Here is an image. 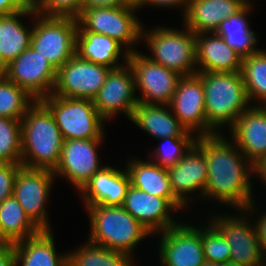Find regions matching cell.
Wrapping results in <instances>:
<instances>
[{
  "label": "cell",
  "mask_w": 266,
  "mask_h": 266,
  "mask_svg": "<svg viewBox=\"0 0 266 266\" xmlns=\"http://www.w3.org/2000/svg\"><path fill=\"white\" fill-rule=\"evenodd\" d=\"M27 16L33 18L34 12L24 9L0 15V57L6 65L30 47L33 27L27 28L20 19Z\"/></svg>",
  "instance_id": "28"
},
{
  "label": "cell",
  "mask_w": 266,
  "mask_h": 266,
  "mask_svg": "<svg viewBox=\"0 0 266 266\" xmlns=\"http://www.w3.org/2000/svg\"><path fill=\"white\" fill-rule=\"evenodd\" d=\"M24 10L16 0H0V15H9Z\"/></svg>",
  "instance_id": "43"
},
{
  "label": "cell",
  "mask_w": 266,
  "mask_h": 266,
  "mask_svg": "<svg viewBox=\"0 0 266 266\" xmlns=\"http://www.w3.org/2000/svg\"><path fill=\"white\" fill-rule=\"evenodd\" d=\"M254 208L256 209L255 201H252L245 209L238 211L240 212L238 216L216 214L209 219L229 243L231 247L230 261L246 266H254L266 260L257 238L255 226L250 222V217H252L250 214L253 213Z\"/></svg>",
  "instance_id": "9"
},
{
  "label": "cell",
  "mask_w": 266,
  "mask_h": 266,
  "mask_svg": "<svg viewBox=\"0 0 266 266\" xmlns=\"http://www.w3.org/2000/svg\"><path fill=\"white\" fill-rule=\"evenodd\" d=\"M189 0H143L139 5L138 9L140 10L142 6H156L157 7H183V13L185 14L188 7Z\"/></svg>",
  "instance_id": "39"
},
{
  "label": "cell",
  "mask_w": 266,
  "mask_h": 266,
  "mask_svg": "<svg viewBox=\"0 0 266 266\" xmlns=\"http://www.w3.org/2000/svg\"><path fill=\"white\" fill-rule=\"evenodd\" d=\"M76 54L92 63L111 69L124 65L119 62L120 55L127 62L129 52L115 39L104 34L77 31Z\"/></svg>",
  "instance_id": "27"
},
{
  "label": "cell",
  "mask_w": 266,
  "mask_h": 266,
  "mask_svg": "<svg viewBox=\"0 0 266 266\" xmlns=\"http://www.w3.org/2000/svg\"><path fill=\"white\" fill-rule=\"evenodd\" d=\"M0 163L21 164V120L0 117Z\"/></svg>",
  "instance_id": "34"
},
{
  "label": "cell",
  "mask_w": 266,
  "mask_h": 266,
  "mask_svg": "<svg viewBox=\"0 0 266 266\" xmlns=\"http://www.w3.org/2000/svg\"><path fill=\"white\" fill-rule=\"evenodd\" d=\"M122 207L151 235L155 233L160 235L178 224L170 214L178 210L167 199L153 196L132 185L128 188Z\"/></svg>",
  "instance_id": "18"
},
{
  "label": "cell",
  "mask_w": 266,
  "mask_h": 266,
  "mask_svg": "<svg viewBox=\"0 0 266 266\" xmlns=\"http://www.w3.org/2000/svg\"><path fill=\"white\" fill-rule=\"evenodd\" d=\"M201 243L206 261L219 264H224L227 261H230L231 247L223 234L210 222V220H208L205 227L203 224L201 225Z\"/></svg>",
  "instance_id": "36"
},
{
  "label": "cell",
  "mask_w": 266,
  "mask_h": 266,
  "mask_svg": "<svg viewBox=\"0 0 266 266\" xmlns=\"http://www.w3.org/2000/svg\"><path fill=\"white\" fill-rule=\"evenodd\" d=\"M83 0H41L37 11L42 16L77 18L82 10Z\"/></svg>",
  "instance_id": "37"
},
{
  "label": "cell",
  "mask_w": 266,
  "mask_h": 266,
  "mask_svg": "<svg viewBox=\"0 0 266 266\" xmlns=\"http://www.w3.org/2000/svg\"><path fill=\"white\" fill-rule=\"evenodd\" d=\"M35 101L14 82L0 77V117L21 120Z\"/></svg>",
  "instance_id": "33"
},
{
  "label": "cell",
  "mask_w": 266,
  "mask_h": 266,
  "mask_svg": "<svg viewBox=\"0 0 266 266\" xmlns=\"http://www.w3.org/2000/svg\"><path fill=\"white\" fill-rule=\"evenodd\" d=\"M242 76L250 103L266 106V51L259 49L242 58Z\"/></svg>",
  "instance_id": "32"
},
{
  "label": "cell",
  "mask_w": 266,
  "mask_h": 266,
  "mask_svg": "<svg viewBox=\"0 0 266 266\" xmlns=\"http://www.w3.org/2000/svg\"><path fill=\"white\" fill-rule=\"evenodd\" d=\"M202 266H222V264L205 261V263Z\"/></svg>",
  "instance_id": "48"
},
{
  "label": "cell",
  "mask_w": 266,
  "mask_h": 266,
  "mask_svg": "<svg viewBox=\"0 0 266 266\" xmlns=\"http://www.w3.org/2000/svg\"><path fill=\"white\" fill-rule=\"evenodd\" d=\"M258 220L255 219V222L253 220L252 223H255V230L257 234V238L259 240V244L261 245L262 252L264 253L266 257V212L264 211L263 215L261 214Z\"/></svg>",
  "instance_id": "41"
},
{
  "label": "cell",
  "mask_w": 266,
  "mask_h": 266,
  "mask_svg": "<svg viewBox=\"0 0 266 266\" xmlns=\"http://www.w3.org/2000/svg\"><path fill=\"white\" fill-rule=\"evenodd\" d=\"M21 164L0 163V203L13 195L16 174Z\"/></svg>",
  "instance_id": "38"
},
{
  "label": "cell",
  "mask_w": 266,
  "mask_h": 266,
  "mask_svg": "<svg viewBox=\"0 0 266 266\" xmlns=\"http://www.w3.org/2000/svg\"><path fill=\"white\" fill-rule=\"evenodd\" d=\"M34 23L30 47L58 70L76 54L77 18L42 16L34 12Z\"/></svg>",
  "instance_id": "8"
},
{
  "label": "cell",
  "mask_w": 266,
  "mask_h": 266,
  "mask_svg": "<svg viewBox=\"0 0 266 266\" xmlns=\"http://www.w3.org/2000/svg\"><path fill=\"white\" fill-rule=\"evenodd\" d=\"M131 180V185L153 196L167 199L178 211L185 206L174 196L168 170L150 159L127 162L125 167Z\"/></svg>",
  "instance_id": "25"
},
{
  "label": "cell",
  "mask_w": 266,
  "mask_h": 266,
  "mask_svg": "<svg viewBox=\"0 0 266 266\" xmlns=\"http://www.w3.org/2000/svg\"><path fill=\"white\" fill-rule=\"evenodd\" d=\"M161 235L158 255L162 266H202L205 263L200 227L179 221Z\"/></svg>",
  "instance_id": "17"
},
{
  "label": "cell",
  "mask_w": 266,
  "mask_h": 266,
  "mask_svg": "<svg viewBox=\"0 0 266 266\" xmlns=\"http://www.w3.org/2000/svg\"><path fill=\"white\" fill-rule=\"evenodd\" d=\"M254 266H266V260H264L263 262L257 264V265H254Z\"/></svg>",
  "instance_id": "50"
},
{
  "label": "cell",
  "mask_w": 266,
  "mask_h": 266,
  "mask_svg": "<svg viewBox=\"0 0 266 266\" xmlns=\"http://www.w3.org/2000/svg\"><path fill=\"white\" fill-rule=\"evenodd\" d=\"M127 62L134 74L136 90L141 93L139 102L169 105L182 75L152 62L138 50L129 53Z\"/></svg>",
  "instance_id": "10"
},
{
  "label": "cell",
  "mask_w": 266,
  "mask_h": 266,
  "mask_svg": "<svg viewBox=\"0 0 266 266\" xmlns=\"http://www.w3.org/2000/svg\"><path fill=\"white\" fill-rule=\"evenodd\" d=\"M111 68L92 63L75 54L56 71L52 94L93 100Z\"/></svg>",
  "instance_id": "13"
},
{
  "label": "cell",
  "mask_w": 266,
  "mask_h": 266,
  "mask_svg": "<svg viewBox=\"0 0 266 266\" xmlns=\"http://www.w3.org/2000/svg\"><path fill=\"white\" fill-rule=\"evenodd\" d=\"M130 185L126 168L120 171L104 165L78 192L85 208L89 205L122 206Z\"/></svg>",
  "instance_id": "21"
},
{
  "label": "cell",
  "mask_w": 266,
  "mask_h": 266,
  "mask_svg": "<svg viewBox=\"0 0 266 266\" xmlns=\"http://www.w3.org/2000/svg\"><path fill=\"white\" fill-rule=\"evenodd\" d=\"M222 266H246V265L237 262L227 261L226 263L222 264Z\"/></svg>",
  "instance_id": "47"
},
{
  "label": "cell",
  "mask_w": 266,
  "mask_h": 266,
  "mask_svg": "<svg viewBox=\"0 0 266 266\" xmlns=\"http://www.w3.org/2000/svg\"><path fill=\"white\" fill-rule=\"evenodd\" d=\"M0 266H16L13 244L0 246Z\"/></svg>",
  "instance_id": "42"
},
{
  "label": "cell",
  "mask_w": 266,
  "mask_h": 266,
  "mask_svg": "<svg viewBox=\"0 0 266 266\" xmlns=\"http://www.w3.org/2000/svg\"><path fill=\"white\" fill-rule=\"evenodd\" d=\"M134 5H139L143 0H129Z\"/></svg>",
  "instance_id": "49"
},
{
  "label": "cell",
  "mask_w": 266,
  "mask_h": 266,
  "mask_svg": "<svg viewBox=\"0 0 266 266\" xmlns=\"http://www.w3.org/2000/svg\"><path fill=\"white\" fill-rule=\"evenodd\" d=\"M253 4H247L239 13L221 22L216 34L221 36L227 45L233 48L242 58L259 50L256 48L258 37L248 25V14Z\"/></svg>",
  "instance_id": "29"
},
{
  "label": "cell",
  "mask_w": 266,
  "mask_h": 266,
  "mask_svg": "<svg viewBox=\"0 0 266 266\" xmlns=\"http://www.w3.org/2000/svg\"><path fill=\"white\" fill-rule=\"evenodd\" d=\"M4 244H6L0 237V246H3Z\"/></svg>",
  "instance_id": "52"
},
{
  "label": "cell",
  "mask_w": 266,
  "mask_h": 266,
  "mask_svg": "<svg viewBox=\"0 0 266 266\" xmlns=\"http://www.w3.org/2000/svg\"><path fill=\"white\" fill-rule=\"evenodd\" d=\"M246 4H252L251 0H243Z\"/></svg>",
  "instance_id": "51"
},
{
  "label": "cell",
  "mask_w": 266,
  "mask_h": 266,
  "mask_svg": "<svg viewBox=\"0 0 266 266\" xmlns=\"http://www.w3.org/2000/svg\"><path fill=\"white\" fill-rule=\"evenodd\" d=\"M55 245L52 230H41L14 243L16 266H68V253L60 254Z\"/></svg>",
  "instance_id": "26"
},
{
  "label": "cell",
  "mask_w": 266,
  "mask_h": 266,
  "mask_svg": "<svg viewBox=\"0 0 266 266\" xmlns=\"http://www.w3.org/2000/svg\"><path fill=\"white\" fill-rule=\"evenodd\" d=\"M55 178L51 170L23 166L15 177L13 196L40 230H52L45 207Z\"/></svg>",
  "instance_id": "11"
},
{
  "label": "cell",
  "mask_w": 266,
  "mask_h": 266,
  "mask_svg": "<svg viewBox=\"0 0 266 266\" xmlns=\"http://www.w3.org/2000/svg\"><path fill=\"white\" fill-rule=\"evenodd\" d=\"M229 140L220 133L196 139L195 144L204 152L208 163L204 197L243 210L255 197L251 182L255 166Z\"/></svg>",
  "instance_id": "1"
},
{
  "label": "cell",
  "mask_w": 266,
  "mask_h": 266,
  "mask_svg": "<svg viewBox=\"0 0 266 266\" xmlns=\"http://www.w3.org/2000/svg\"><path fill=\"white\" fill-rule=\"evenodd\" d=\"M104 139H73L63 143L61 158L53 171L55 177L70 181L79 191L104 166L97 152Z\"/></svg>",
  "instance_id": "16"
},
{
  "label": "cell",
  "mask_w": 266,
  "mask_h": 266,
  "mask_svg": "<svg viewBox=\"0 0 266 266\" xmlns=\"http://www.w3.org/2000/svg\"><path fill=\"white\" fill-rule=\"evenodd\" d=\"M136 92L133 71L129 63L125 62L120 67L110 69L103 86L92 101L105 121H110L120 112L130 120L139 103Z\"/></svg>",
  "instance_id": "12"
},
{
  "label": "cell",
  "mask_w": 266,
  "mask_h": 266,
  "mask_svg": "<svg viewBox=\"0 0 266 266\" xmlns=\"http://www.w3.org/2000/svg\"><path fill=\"white\" fill-rule=\"evenodd\" d=\"M195 43L197 72L242 71V57L215 32L196 34Z\"/></svg>",
  "instance_id": "22"
},
{
  "label": "cell",
  "mask_w": 266,
  "mask_h": 266,
  "mask_svg": "<svg viewBox=\"0 0 266 266\" xmlns=\"http://www.w3.org/2000/svg\"><path fill=\"white\" fill-rule=\"evenodd\" d=\"M169 107L180 124L196 137L216 134L207 124L203 82L198 74L179 79Z\"/></svg>",
  "instance_id": "15"
},
{
  "label": "cell",
  "mask_w": 266,
  "mask_h": 266,
  "mask_svg": "<svg viewBox=\"0 0 266 266\" xmlns=\"http://www.w3.org/2000/svg\"><path fill=\"white\" fill-rule=\"evenodd\" d=\"M40 231L13 195L0 203V237L6 244L25 240Z\"/></svg>",
  "instance_id": "30"
},
{
  "label": "cell",
  "mask_w": 266,
  "mask_h": 266,
  "mask_svg": "<svg viewBox=\"0 0 266 266\" xmlns=\"http://www.w3.org/2000/svg\"><path fill=\"white\" fill-rule=\"evenodd\" d=\"M134 5L129 0H83L82 9L93 7H120Z\"/></svg>",
  "instance_id": "40"
},
{
  "label": "cell",
  "mask_w": 266,
  "mask_h": 266,
  "mask_svg": "<svg viewBox=\"0 0 266 266\" xmlns=\"http://www.w3.org/2000/svg\"><path fill=\"white\" fill-rule=\"evenodd\" d=\"M85 209L90 220L89 242L135 257L136 245L151 236L122 206L89 205Z\"/></svg>",
  "instance_id": "4"
},
{
  "label": "cell",
  "mask_w": 266,
  "mask_h": 266,
  "mask_svg": "<svg viewBox=\"0 0 266 266\" xmlns=\"http://www.w3.org/2000/svg\"><path fill=\"white\" fill-rule=\"evenodd\" d=\"M207 168L206 156L196 144L174 166L167 168L173 194L186 208L193 200L190 194L199 191V198H204Z\"/></svg>",
  "instance_id": "19"
},
{
  "label": "cell",
  "mask_w": 266,
  "mask_h": 266,
  "mask_svg": "<svg viewBox=\"0 0 266 266\" xmlns=\"http://www.w3.org/2000/svg\"><path fill=\"white\" fill-rule=\"evenodd\" d=\"M246 5L243 0H189L183 25L195 35L215 32L222 21L236 15Z\"/></svg>",
  "instance_id": "23"
},
{
  "label": "cell",
  "mask_w": 266,
  "mask_h": 266,
  "mask_svg": "<svg viewBox=\"0 0 266 266\" xmlns=\"http://www.w3.org/2000/svg\"><path fill=\"white\" fill-rule=\"evenodd\" d=\"M253 105L230 128V138L255 166L266 156V106Z\"/></svg>",
  "instance_id": "20"
},
{
  "label": "cell",
  "mask_w": 266,
  "mask_h": 266,
  "mask_svg": "<svg viewBox=\"0 0 266 266\" xmlns=\"http://www.w3.org/2000/svg\"><path fill=\"white\" fill-rule=\"evenodd\" d=\"M41 0H16V2L25 10L36 12Z\"/></svg>",
  "instance_id": "45"
},
{
  "label": "cell",
  "mask_w": 266,
  "mask_h": 266,
  "mask_svg": "<svg viewBox=\"0 0 266 266\" xmlns=\"http://www.w3.org/2000/svg\"><path fill=\"white\" fill-rule=\"evenodd\" d=\"M68 253V266H135L133 257L86 241Z\"/></svg>",
  "instance_id": "31"
},
{
  "label": "cell",
  "mask_w": 266,
  "mask_h": 266,
  "mask_svg": "<svg viewBox=\"0 0 266 266\" xmlns=\"http://www.w3.org/2000/svg\"><path fill=\"white\" fill-rule=\"evenodd\" d=\"M52 113L64 141L105 139L104 122L91 99L48 95L40 100Z\"/></svg>",
  "instance_id": "6"
},
{
  "label": "cell",
  "mask_w": 266,
  "mask_h": 266,
  "mask_svg": "<svg viewBox=\"0 0 266 266\" xmlns=\"http://www.w3.org/2000/svg\"><path fill=\"white\" fill-rule=\"evenodd\" d=\"M56 71L46 58L29 47L7 65L4 76L35 100H41L52 94Z\"/></svg>",
  "instance_id": "14"
},
{
  "label": "cell",
  "mask_w": 266,
  "mask_h": 266,
  "mask_svg": "<svg viewBox=\"0 0 266 266\" xmlns=\"http://www.w3.org/2000/svg\"><path fill=\"white\" fill-rule=\"evenodd\" d=\"M184 27L181 31L165 26L147 30L143 25L141 39L152 52L151 56L146 55L152 62L189 76L197 74L196 43L195 34Z\"/></svg>",
  "instance_id": "5"
},
{
  "label": "cell",
  "mask_w": 266,
  "mask_h": 266,
  "mask_svg": "<svg viewBox=\"0 0 266 266\" xmlns=\"http://www.w3.org/2000/svg\"><path fill=\"white\" fill-rule=\"evenodd\" d=\"M130 121L146 133L160 140L168 137H195L193 133L188 132L180 124L169 105L139 102L133 111Z\"/></svg>",
  "instance_id": "24"
},
{
  "label": "cell",
  "mask_w": 266,
  "mask_h": 266,
  "mask_svg": "<svg viewBox=\"0 0 266 266\" xmlns=\"http://www.w3.org/2000/svg\"><path fill=\"white\" fill-rule=\"evenodd\" d=\"M136 10L138 11L137 5L82 9L77 17V31L107 35L120 43L129 53L136 52L134 46L142 41L143 27Z\"/></svg>",
  "instance_id": "7"
},
{
  "label": "cell",
  "mask_w": 266,
  "mask_h": 266,
  "mask_svg": "<svg viewBox=\"0 0 266 266\" xmlns=\"http://www.w3.org/2000/svg\"><path fill=\"white\" fill-rule=\"evenodd\" d=\"M6 68H7V65L2 61L0 57V77L5 75Z\"/></svg>",
  "instance_id": "46"
},
{
  "label": "cell",
  "mask_w": 266,
  "mask_h": 266,
  "mask_svg": "<svg viewBox=\"0 0 266 266\" xmlns=\"http://www.w3.org/2000/svg\"><path fill=\"white\" fill-rule=\"evenodd\" d=\"M197 137H168L161 139L163 141L152 155H149L151 161L168 168L174 166L195 144ZM151 156L153 158H151Z\"/></svg>",
  "instance_id": "35"
},
{
  "label": "cell",
  "mask_w": 266,
  "mask_h": 266,
  "mask_svg": "<svg viewBox=\"0 0 266 266\" xmlns=\"http://www.w3.org/2000/svg\"><path fill=\"white\" fill-rule=\"evenodd\" d=\"M254 175H257L258 180H261L260 182L266 179V156L255 165Z\"/></svg>",
  "instance_id": "44"
},
{
  "label": "cell",
  "mask_w": 266,
  "mask_h": 266,
  "mask_svg": "<svg viewBox=\"0 0 266 266\" xmlns=\"http://www.w3.org/2000/svg\"><path fill=\"white\" fill-rule=\"evenodd\" d=\"M204 88L208 126L221 134L222 126L231 128L250 104L241 72H197ZM228 123V124H227ZM219 129V130H218Z\"/></svg>",
  "instance_id": "3"
},
{
  "label": "cell",
  "mask_w": 266,
  "mask_h": 266,
  "mask_svg": "<svg viewBox=\"0 0 266 266\" xmlns=\"http://www.w3.org/2000/svg\"><path fill=\"white\" fill-rule=\"evenodd\" d=\"M64 139L50 110L36 100L21 119V165L54 171Z\"/></svg>",
  "instance_id": "2"
}]
</instances>
